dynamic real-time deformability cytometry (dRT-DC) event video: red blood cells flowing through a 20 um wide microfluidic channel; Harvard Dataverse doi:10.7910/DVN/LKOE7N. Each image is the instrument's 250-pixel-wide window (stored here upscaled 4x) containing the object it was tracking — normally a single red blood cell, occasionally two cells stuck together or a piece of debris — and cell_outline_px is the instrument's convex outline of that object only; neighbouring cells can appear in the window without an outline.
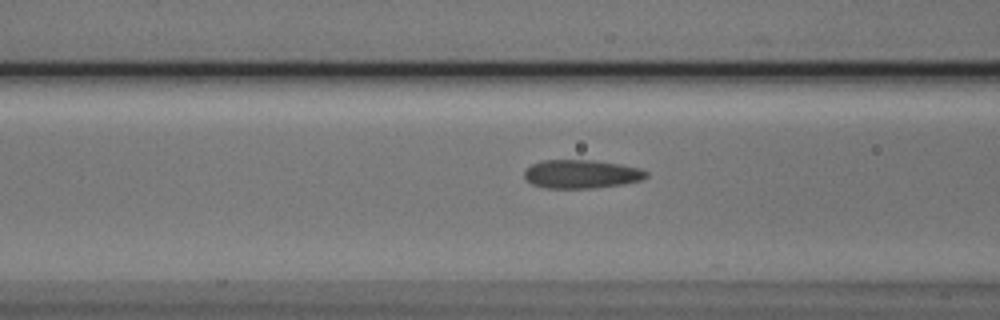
{"species": "Egyptian fruit bat (a non-hibernating species)", "species_latin": "Rousettus aegyptiacus", "temperature_condition": "cold", "stored_images_in_passage": 27, "camera_frame_rate_fps": 3000, "um_per_image_px": 0.085, "animal": {"sex": "male"}, "frame": {"image": 1, "passage_image": 4, "time_ms": 1.0, "image_size_px": [1000, 320], "cell_outline_px": [[648, 176], [640, 180], [624, 184], [592, 188], [544, 188], [532, 184], [524, 176], [524, 168], [540, 160], [592, 160], [620, 164], [636, 168], [648, 172]], "centroid_in_image_um": [49.37, 14.79], "position_along_channel_um": 117.2, "area_um2": 20.29}}
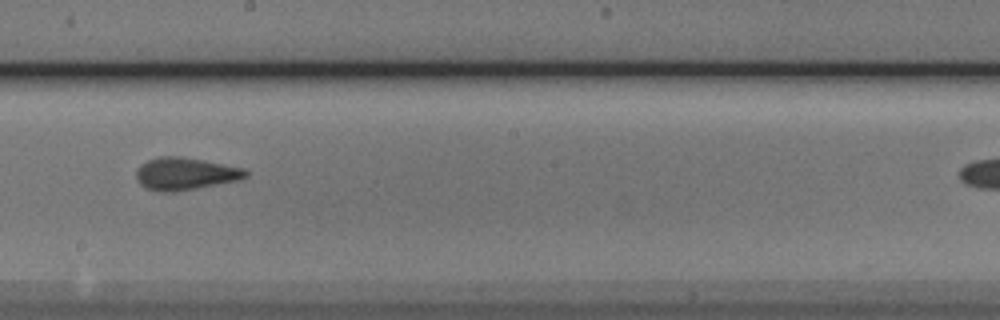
{"frame": {"image": 2, "passage_image": 13, "time_ms": 4.0, "image_size_px": [1000, 320], "cell_outline_px": [[248, 176], [240, 180], [176, 192], [156, 192], [144, 188], [140, 184], [136, 176], [136, 172], [140, 164], [148, 160], [160, 156], [180, 156], [204, 160], [244, 168], [248, 172]], "centroid_in_image_um": [15.74, 14.78], "position_along_channel_um": 232.5, "area_um2": 20.92}}
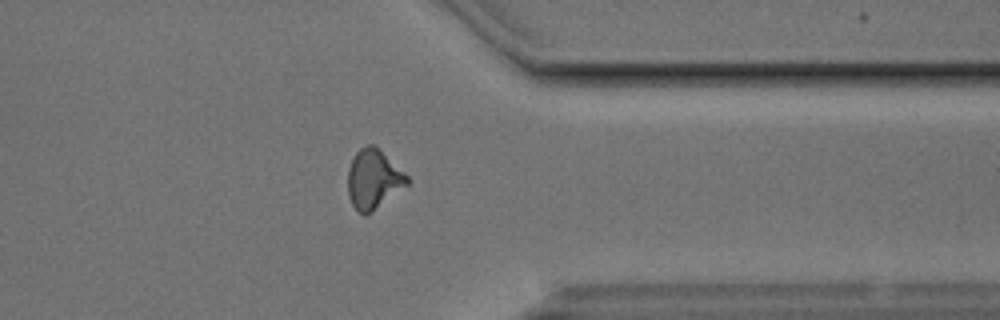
{"frame": {"image": 3, "passage_image": 25, "time_ms": 8.0, "image_size_px": [1000, 320], "cell_outline_px": [[412, 180], [408, 184], [372, 212], [360, 212], [352, 204], [348, 196], [348, 168], [356, 152], [360, 148], [368, 144], [372, 144], [404, 172]], "centroid_in_image_um": [31.75, 15.22], "position_along_channel_um": 379.7, "area_um2": 20.06}}